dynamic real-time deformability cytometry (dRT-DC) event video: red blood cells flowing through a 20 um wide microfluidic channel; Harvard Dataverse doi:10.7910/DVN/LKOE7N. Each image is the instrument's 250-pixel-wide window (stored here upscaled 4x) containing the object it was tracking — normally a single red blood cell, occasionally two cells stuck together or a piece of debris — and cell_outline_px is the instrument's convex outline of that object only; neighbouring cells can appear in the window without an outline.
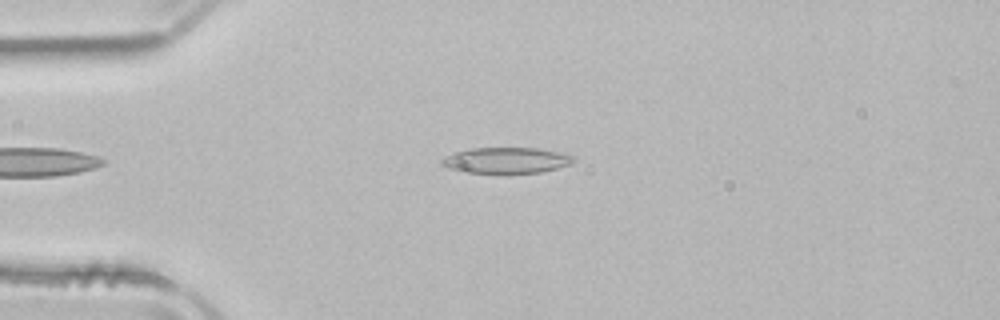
{"species": "common noctule bat (a hibernating species)", "species_latin": "Nyctalus noctula", "temperature_condition": "room temperature", "stored_images_in_passage": 48, "camera_frame_rate_fps": 3000, "um_per_image_px": 0.085, "animal": {"sex": "male", "body_mass_g": 21.5, "forearm_length_mm": 52.0}, "frame": {"image": 1, "passage_image": 9, "time_ms": 2.667, "image_size_px": [1000, 320], "cell_outline_px": [[576, 160], [572, 164], [540, 172], [460, 172], [448, 168], [440, 164], [440, 160], [456, 152], [468, 148], [536, 148], [560, 152], [576, 156]], "centroid_in_image_um": [43.06, 13.61], "position_along_channel_um": 41.9, "area_um2": 19.71}}
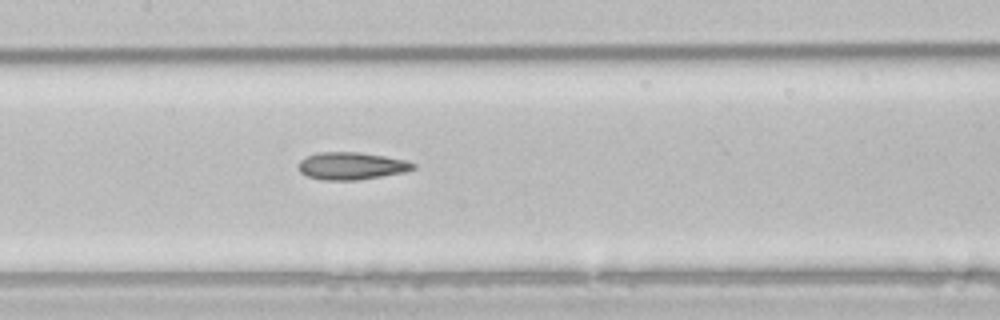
{"frame": {"image": 2, "passage_image": 21, "time_ms": 6.667, "image_size_px": [1000, 320], "cell_outline_px": [[416, 168], [404, 172], [356, 180], [320, 180], [308, 176], [300, 172], [300, 160], [308, 156], [320, 152], [360, 152], [408, 160], [416, 164]], "centroid_in_image_um": [29.91, 14.1], "position_along_channel_um": 177.5, "area_um2": 18.21}}
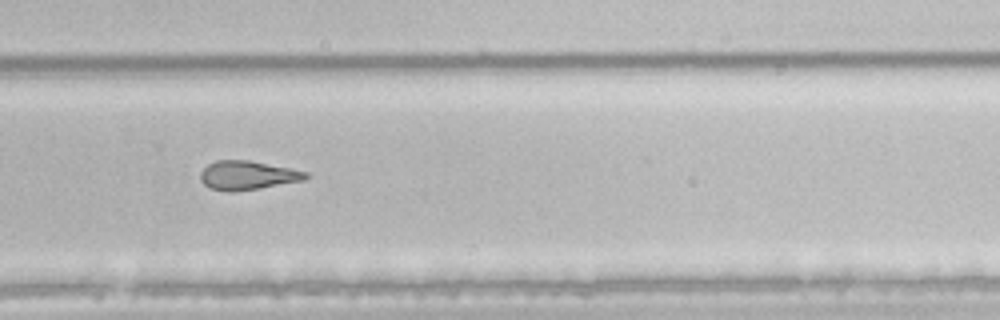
{"frame": {"image": 3, "passage_image": 31, "time_ms": 10.0, "image_size_px": [1000, 320], "cell_outline_px": [[308, 176], [304, 180], [260, 188], [232, 192], [228, 192], [208, 188], [200, 180], [200, 172], [208, 164], [216, 160], [248, 160], [308, 172]], "centroid_in_image_um": [20.99, 14.91], "position_along_channel_um": 308.8, "area_um2": 17.69}, "authors_computed_cell_mechanics": {"area_um2": 19.3341, "velocity_mm_per_s": 3.9623, "shape_relaxation_time_tau1_ms": null, "shape_relaxation_time_tau2_ms": 5.9254, "deformation_change_tau1": null, "deformation_change_tau2": 0.1667}}